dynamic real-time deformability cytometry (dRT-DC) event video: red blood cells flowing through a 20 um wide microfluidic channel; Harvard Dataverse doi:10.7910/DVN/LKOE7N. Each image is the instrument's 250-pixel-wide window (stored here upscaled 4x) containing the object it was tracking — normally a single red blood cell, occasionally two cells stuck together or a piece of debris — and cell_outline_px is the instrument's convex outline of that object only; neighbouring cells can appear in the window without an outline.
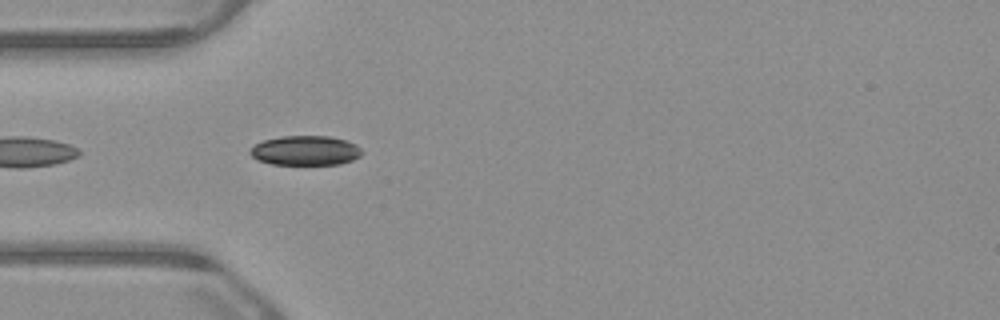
{"species": "common noctule bat (a hibernating species)", "species_latin": "Nyctalus noctula", "temperature_condition": "warm", "stored_images_in_passage": 24, "camera_frame_rate_fps": 3000, "um_per_image_px": 0.085, "animal": {"sex": "male", "body_mass_g": 23.1, "forearm_length_mm": 52.7}, "frame": {"image": 1, "passage_image": 2, "time_ms": 0.333, "image_size_px": [1000, 320], "cell_outline_px": [[364, 152], [360, 156], [352, 160], [340, 164], [272, 164], [260, 160], [252, 156], [248, 152], [256, 144], [264, 140], [284, 136], [328, 136], [344, 140], [356, 144]], "centroid_in_image_um": [25.99, 12.79], "position_along_channel_um": 59.0, "area_um2": 19.07}}
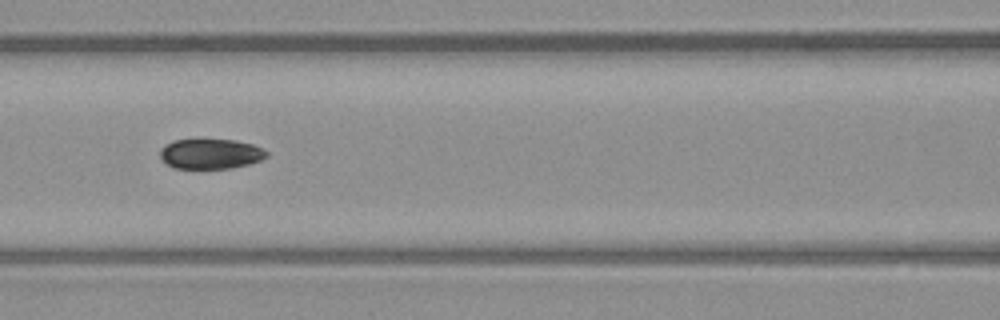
{"frame": {"image": 2, "passage_image": 9, "time_ms": 2.667, "image_size_px": [1000, 320], "cell_outline_px": [[268, 156], [260, 160], [248, 164], [232, 168], [176, 168], [168, 164], [160, 156], [160, 148], [164, 144], [176, 140], [236, 140], [252, 144], [268, 152]], "centroid_in_image_um": [17.9, 13.07], "position_along_channel_um": 148.7, "area_um2": 18.44}}
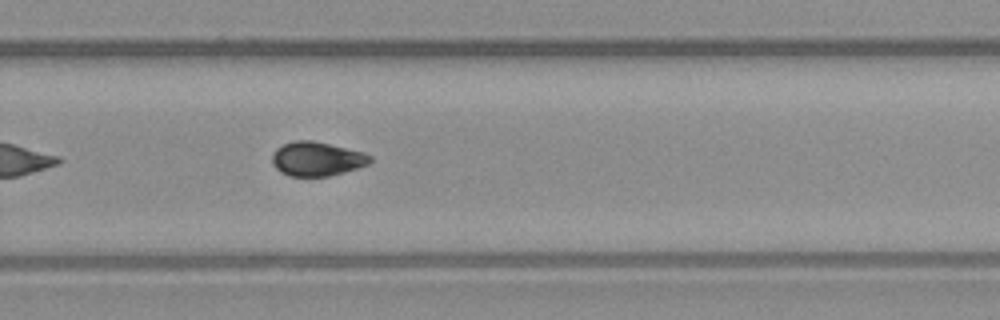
{"frame": {"image": 3, "passage_image": 21, "time_ms": 6.667, "image_size_px": [1000, 320], "cell_outline_px": [[372, 160], [368, 164], [344, 172], [328, 176], [288, 176], [280, 172], [272, 164], [272, 152], [276, 148], [284, 144], [296, 140], [312, 140], [364, 152], [372, 156]], "centroid_in_image_um": [26.91, 13.5], "position_along_channel_um": 302.9, "area_um2": 19.54}}